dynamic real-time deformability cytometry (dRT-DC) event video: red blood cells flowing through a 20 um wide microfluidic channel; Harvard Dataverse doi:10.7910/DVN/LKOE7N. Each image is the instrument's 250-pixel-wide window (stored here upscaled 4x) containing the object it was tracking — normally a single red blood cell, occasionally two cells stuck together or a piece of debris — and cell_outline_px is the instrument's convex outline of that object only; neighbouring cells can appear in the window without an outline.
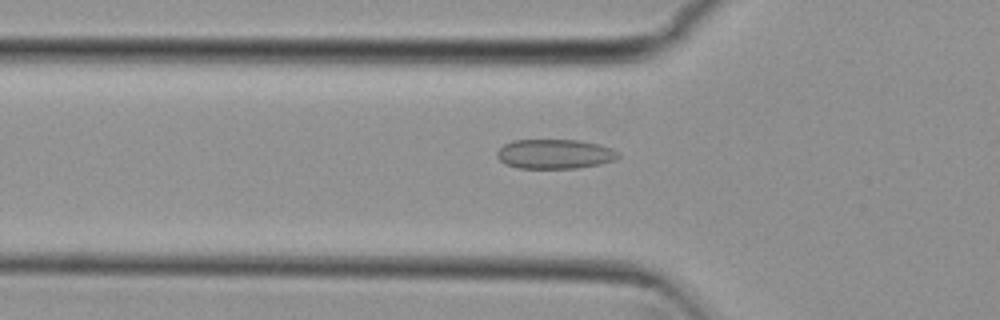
{"species": "common noctule bat (a hibernating species)", "species_latin": "Nyctalus noctula", "temperature_condition": "cold", "stored_images_in_passage": 44, "camera_frame_rate_fps": 3000, "um_per_image_px": 0.085, "animal": {"sex": "female", "body_mass_g": 29.2, "forearm_length_mm": 56.3}, "frame": {"image": 1, "passage_image": 8, "time_ms": 2.333, "image_size_px": [1000, 320], "cell_outline_px": [[620, 156], [616, 160], [600, 164], [576, 168], [516, 168], [504, 164], [496, 156], [496, 152], [504, 144], [512, 140], [576, 140], [600, 144], [612, 148], [620, 152]], "centroid_in_image_um": [47.16, 13.09], "position_along_channel_um": 78.6, "area_um2": 21.1}}
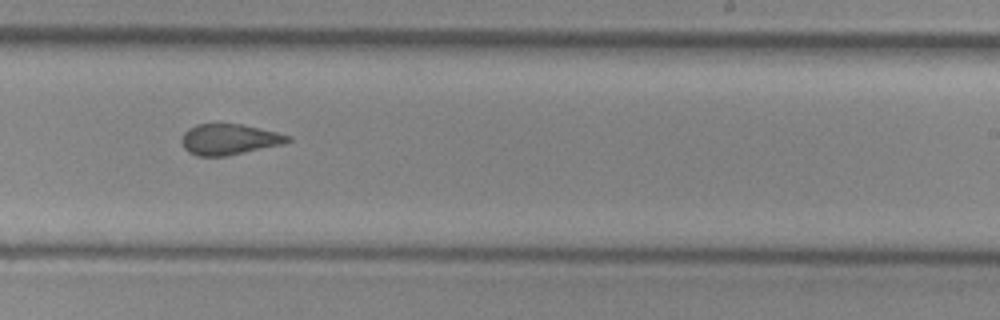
{"frame": {"image": 2, "passage_image": 23, "time_ms": 7.333, "image_size_px": [1000, 320], "cell_outline_px": [[292, 140], [280, 144], [228, 156], [196, 156], [188, 152], [184, 148], [180, 140], [184, 132], [188, 128], [196, 124], [244, 124], [292, 136]], "centroid_in_image_um": [19.44, 11.84], "position_along_channel_um": 269.6, "area_um2": 19.07}}
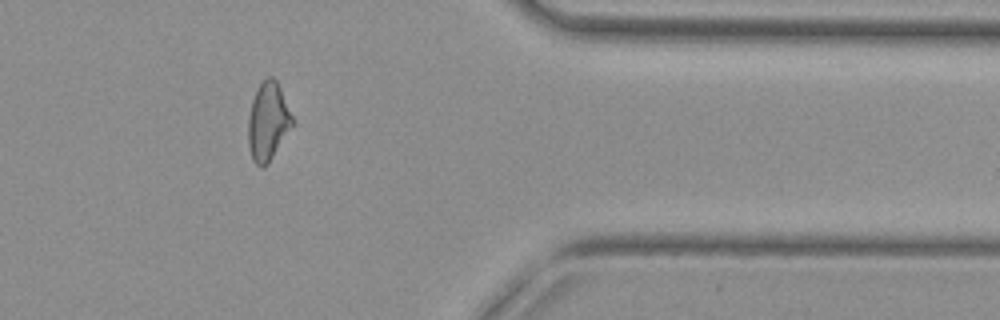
{"frame": {"image": 3, "passage_image": 34, "time_ms": 11.0, "image_size_px": [1000, 320], "cell_outline_px": [[292, 124], [268, 164], [264, 168], [260, 168], [252, 160], [248, 144], [248, 120], [252, 100], [260, 84], [268, 76], [272, 76], [276, 80], [280, 88], [292, 116]], "centroid_in_image_um": [22.74, 10.36], "position_along_channel_um": 388.7, "area_um2": 19.65}, "authors_computed_cell_mechanics": {"area_um2": 20.1144, "velocity_mm_per_s": 3.8079, "shape_relaxation_time_tau1_ms": null, "shape_relaxation_time_tau2_ms": 1.7173, "deformation_change_tau1": null, "deformation_change_tau2": 0.0777}}